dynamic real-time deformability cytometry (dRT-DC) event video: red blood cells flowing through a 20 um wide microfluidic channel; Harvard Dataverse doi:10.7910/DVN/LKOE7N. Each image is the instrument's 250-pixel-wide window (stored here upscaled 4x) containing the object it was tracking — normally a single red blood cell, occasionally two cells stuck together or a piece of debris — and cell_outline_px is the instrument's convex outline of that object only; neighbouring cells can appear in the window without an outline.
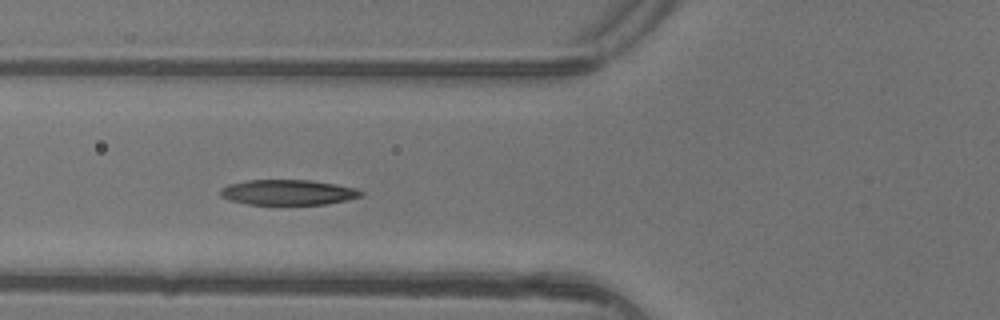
{"species": "common noctule bat (a hibernating species)", "species_latin": "Nyctalus noctula", "temperature_condition": "warm", "stored_images_in_passage": 5, "camera_frame_rate_fps": 3000, "um_per_image_px": 0.085, "animal": {"sex": "female"}, "frame": {"image": 1, "passage_image": 5, "time_ms": 1.333, "image_size_px": [1000, 320], "cell_outline_px": [[364, 196], [348, 200], [328, 204], [248, 204], [232, 200], [220, 196], [220, 188], [228, 184], [248, 180], [312, 180], [336, 184], [356, 188], [364, 192]], "centroid_in_image_um": [24.53, 16.34], "position_along_channel_um": 101.3, "area_um2": 20.81}}